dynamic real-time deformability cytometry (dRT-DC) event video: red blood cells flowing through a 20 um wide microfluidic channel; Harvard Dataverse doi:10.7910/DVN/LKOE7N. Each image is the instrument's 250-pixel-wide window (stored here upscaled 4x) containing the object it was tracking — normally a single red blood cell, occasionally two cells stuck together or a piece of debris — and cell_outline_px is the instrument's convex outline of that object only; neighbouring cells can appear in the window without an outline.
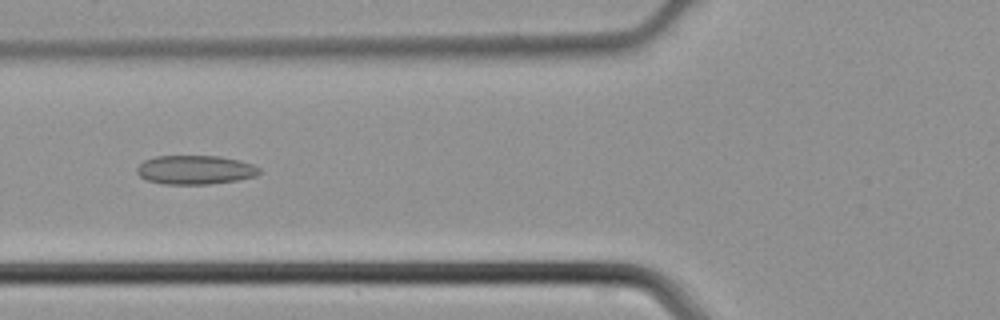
{"species": "common noctule bat (a hibernating species)", "species_latin": "Nyctalus noctula", "temperature_condition": "cold", "stored_images_in_passage": 35, "camera_frame_rate_fps": 3000, "um_per_image_px": 0.085, "animal": {"sex": "male", "body_mass_g": 21.5, "forearm_length_mm": 52.0}, "frame": {"image": 1, "passage_image": 7, "time_ms": 2.0, "image_size_px": [1000, 320], "cell_outline_px": [[260, 172], [256, 176], [236, 180], [208, 184], [164, 184], [148, 180], [140, 176], [136, 172], [136, 168], [144, 160], [156, 156], [220, 156], [240, 160], [252, 164], [260, 168]], "centroid_in_image_um": [16.59, 14.43], "position_along_channel_um": 109.2, "area_um2": 20.63}}
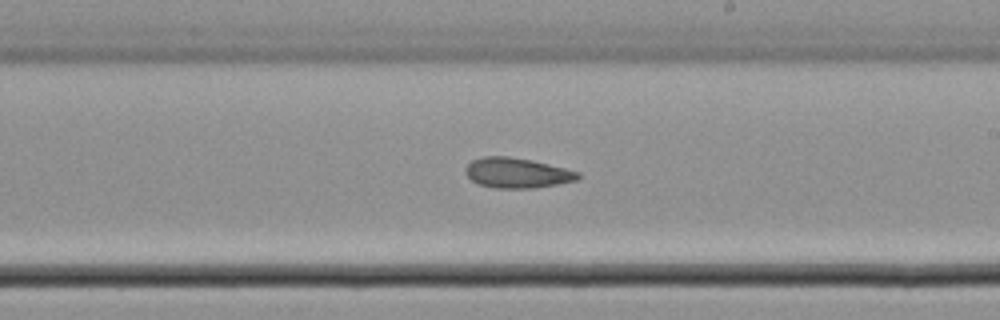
{"frame": {"image": 2, "passage_image": 16, "time_ms": 5.0, "image_size_px": [1000, 320], "cell_outline_px": [[580, 176], [576, 180], [556, 184], [532, 188], [496, 188], [480, 184], [472, 180], [464, 172], [468, 164], [472, 160], [484, 156], [508, 156], [532, 160], [580, 172]], "centroid_in_image_um": [43.93, 14.69], "position_along_channel_um": 245.1, "area_um2": 19.54}}
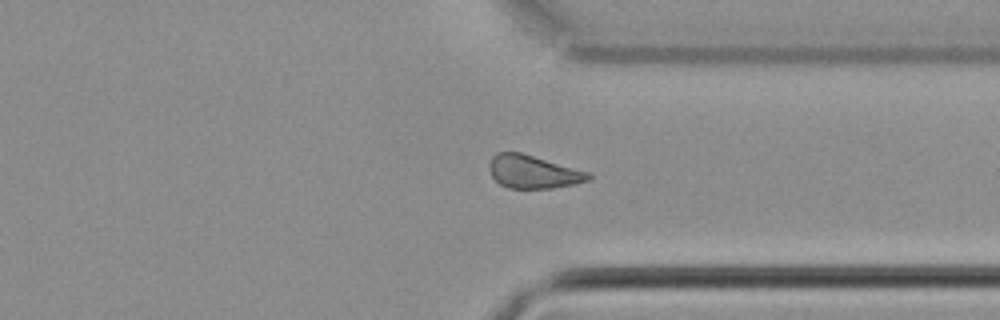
{"frame": {"image": 3, "passage_image": 24, "time_ms": 7.667, "image_size_px": [1000, 320], "cell_outline_px": [[592, 180], [576, 184], [552, 188], [508, 188], [500, 184], [492, 176], [488, 168], [488, 164], [492, 156], [496, 152], [520, 152], [588, 172], [592, 176]], "centroid_in_image_um": [45.3, 14.61], "position_along_channel_um": 366.1, "area_um2": 19.13}}